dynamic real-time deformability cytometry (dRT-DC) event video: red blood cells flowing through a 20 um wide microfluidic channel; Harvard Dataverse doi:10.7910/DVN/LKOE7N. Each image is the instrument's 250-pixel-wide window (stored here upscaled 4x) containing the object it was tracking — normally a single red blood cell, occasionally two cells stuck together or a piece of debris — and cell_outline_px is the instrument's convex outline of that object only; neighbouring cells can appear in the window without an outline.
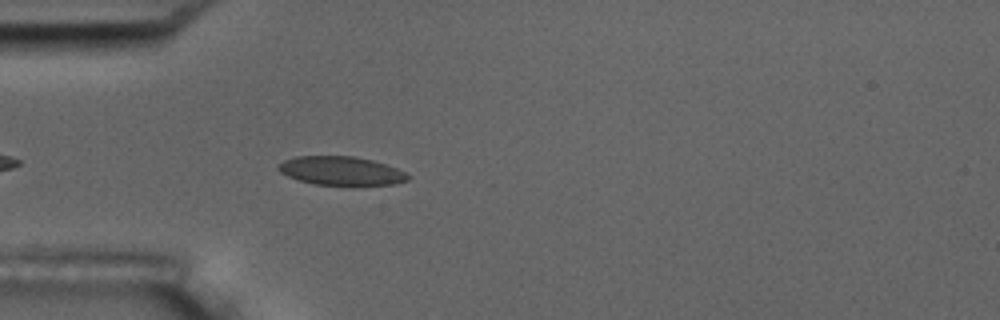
{"species": "common noctule bat (a hibernating species)", "species_latin": "Nyctalus noctula", "temperature_condition": "room temperature", "stored_images_in_passage": 4, "camera_frame_rate_fps": 3000, "um_per_image_px": 0.085, "animal": {"sex": "male", "body_mass_g": 17.5, "forearm_length_mm": 52.3}, "frame": {"image": 1, "passage_image": 4, "time_ms": 4.0, "image_size_px": [1000, 320], "cell_outline_px": [[412, 176], [408, 180], [396, 184], [352, 188], [316, 184], [300, 180], [288, 176], [280, 172], [276, 168], [284, 160], [296, 156], [352, 156], [372, 160], [396, 168]], "centroid_in_image_um": [29.05, 14.57], "position_along_channel_um": 55.9, "area_um2": 22.43}}